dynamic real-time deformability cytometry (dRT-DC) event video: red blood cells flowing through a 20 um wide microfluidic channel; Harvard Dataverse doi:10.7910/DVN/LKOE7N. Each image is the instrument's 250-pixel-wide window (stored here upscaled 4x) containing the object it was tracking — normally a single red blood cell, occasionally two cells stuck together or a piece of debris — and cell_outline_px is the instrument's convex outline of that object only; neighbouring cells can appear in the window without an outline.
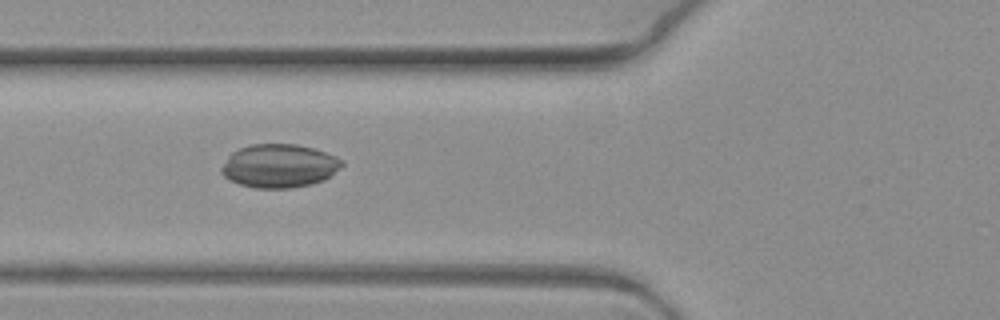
{"species": "common noctule bat (a hibernating species)", "species_latin": "Nyctalus noctula", "temperature_condition": "warm", "stored_images_in_passage": 5, "camera_frame_rate_fps": 3000, "um_per_image_px": 0.085, "animal": {"sex": "female", "body_mass_g": 19.3, "forearm_length_mm": 54.1}, "frame": {"image": 1, "passage_image": 4, "time_ms": 1.0, "image_size_px": [1000, 320], "cell_outline_px": [[344, 164], [340, 168], [324, 180], [312, 184], [292, 188], [256, 188], [240, 184], [224, 176], [220, 172], [220, 168], [228, 156], [232, 152], [240, 148], [252, 144], [296, 144], [312, 148], [336, 156], [344, 160]], "centroid_in_image_um": [23.74, 14.1], "position_along_channel_um": 102.1, "area_um2": 30.52}}